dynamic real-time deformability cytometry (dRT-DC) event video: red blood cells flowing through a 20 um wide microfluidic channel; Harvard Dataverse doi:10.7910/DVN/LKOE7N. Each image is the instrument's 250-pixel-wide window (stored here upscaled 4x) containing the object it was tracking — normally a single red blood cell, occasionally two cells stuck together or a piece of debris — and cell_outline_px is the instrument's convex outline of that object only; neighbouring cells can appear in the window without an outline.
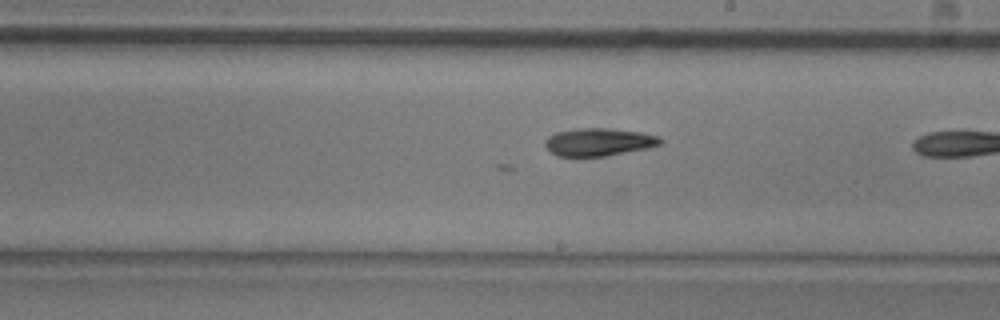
{"species": "common noctule bat (a hibernating species)", "species_latin": "Nyctalus noctula", "temperature_condition": "room temperature", "stored_images_in_passage": 10, "camera_frame_rate_fps": 3000, "um_per_image_px": 0.085, "animal": {"sex": "male", "body_mass_g": 20.5, "forearm_length_mm": 52.5}, "frame": {"image": 1, "passage_image": 9, "time_ms": 2.667, "image_size_px": [1000, 320], "cell_outline_px": [[664, 140], [660, 144], [648, 148], [604, 156], [556, 156], [544, 144], [548, 136], [556, 132], [576, 128], [608, 128], [640, 132], [660, 136]], "centroid_in_image_um": [50.91, 12.06], "position_along_channel_um": 238.1, "area_um2": 18.61}}